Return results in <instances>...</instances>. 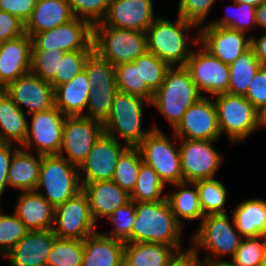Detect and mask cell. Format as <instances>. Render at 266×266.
Here are the masks:
<instances>
[{
  "label": "cell",
  "mask_w": 266,
  "mask_h": 266,
  "mask_svg": "<svg viewBox=\"0 0 266 266\" xmlns=\"http://www.w3.org/2000/svg\"><path fill=\"white\" fill-rule=\"evenodd\" d=\"M117 91L142 98L141 62H125L114 66Z\"/></svg>",
  "instance_id": "obj_42"
},
{
  "label": "cell",
  "mask_w": 266,
  "mask_h": 266,
  "mask_svg": "<svg viewBox=\"0 0 266 266\" xmlns=\"http://www.w3.org/2000/svg\"><path fill=\"white\" fill-rule=\"evenodd\" d=\"M152 0H111L104 25L146 32L157 18Z\"/></svg>",
  "instance_id": "obj_20"
},
{
  "label": "cell",
  "mask_w": 266,
  "mask_h": 266,
  "mask_svg": "<svg viewBox=\"0 0 266 266\" xmlns=\"http://www.w3.org/2000/svg\"><path fill=\"white\" fill-rule=\"evenodd\" d=\"M260 266H266V244L264 246L263 254H262V260Z\"/></svg>",
  "instance_id": "obj_61"
},
{
  "label": "cell",
  "mask_w": 266,
  "mask_h": 266,
  "mask_svg": "<svg viewBox=\"0 0 266 266\" xmlns=\"http://www.w3.org/2000/svg\"><path fill=\"white\" fill-rule=\"evenodd\" d=\"M174 139L213 140L221 137L217 109L210 96H203L184 113L182 120L173 129Z\"/></svg>",
  "instance_id": "obj_17"
},
{
  "label": "cell",
  "mask_w": 266,
  "mask_h": 266,
  "mask_svg": "<svg viewBox=\"0 0 266 266\" xmlns=\"http://www.w3.org/2000/svg\"><path fill=\"white\" fill-rule=\"evenodd\" d=\"M266 236L243 237L234 257L229 261L233 266H260Z\"/></svg>",
  "instance_id": "obj_44"
},
{
  "label": "cell",
  "mask_w": 266,
  "mask_h": 266,
  "mask_svg": "<svg viewBox=\"0 0 266 266\" xmlns=\"http://www.w3.org/2000/svg\"><path fill=\"white\" fill-rule=\"evenodd\" d=\"M28 116L0 89V142L23 145L28 134Z\"/></svg>",
  "instance_id": "obj_28"
},
{
  "label": "cell",
  "mask_w": 266,
  "mask_h": 266,
  "mask_svg": "<svg viewBox=\"0 0 266 266\" xmlns=\"http://www.w3.org/2000/svg\"><path fill=\"white\" fill-rule=\"evenodd\" d=\"M257 110L266 104V66H261L244 96Z\"/></svg>",
  "instance_id": "obj_50"
},
{
  "label": "cell",
  "mask_w": 266,
  "mask_h": 266,
  "mask_svg": "<svg viewBox=\"0 0 266 266\" xmlns=\"http://www.w3.org/2000/svg\"><path fill=\"white\" fill-rule=\"evenodd\" d=\"M15 206L14 213L28 231L53 229L55 207L39 190L22 191Z\"/></svg>",
  "instance_id": "obj_24"
},
{
  "label": "cell",
  "mask_w": 266,
  "mask_h": 266,
  "mask_svg": "<svg viewBox=\"0 0 266 266\" xmlns=\"http://www.w3.org/2000/svg\"><path fill=\"white\" fill-rule=\"evenodd\" d=\"M198 27L178 15L176 21L161 16L147 28V51L153 53L170 67L185 66L192 50L184 35L189 29Z\"/></svg>",
  "instance_id": "obj_4"
},
{
  "label": "cell",
  "mask_w": 266,
  "mask_h": 266,
  "mask_svg": "<svg viewBox=\"0 0 266 266\" xmlns=\"http://www.w3.org/2000/svg\"><path fill=\"white\" fill-rule=\"evenodd\" d=\"M37 0H0V10L16 16L24 24L28 21Z\"/></svg>",
  "instance_id": "obj_52"
},
{
  "label": "cell",
  "mask_w": 266,
  "mask_h": 266,
  "mask_svg": "<svg viewBox=\"0 0 266 266\" xmlns=\"http://www.w3.org/2000/svg\"><path fill=\"white\" fill-rule=\"evenodd\" d=\"M120 143L105 132L101 134L79 166L81 184L112 180L119 157L129 147L126 144L122 146ZM81 172L85 174L83 179Z\"/></svg>",
  "instance_id": "obj_16"
},
{
  "label": "cell",
  "mask_w": 266,
  "mask_h": 266,
  "mask_svg": "<svg viewBox=\"0 0 266 266\" xmlns=\"http://www.w3.org/2000/svg\"><path fill=\"white\" fill-rule=\"evenodd\" d=\"M103 132V123L97 120L85 116H66L59 155L79 167Z\"/></svg>",
  "instance_id": "obj_13"
},
{
  "label": "cell",
  "mask_w": 266,
  "mask_h": 266,
  "mask_svg": "<svg viewBox=\"0 0 266 266\" xmlns=\"http://www.w3.org/2000/svg\"><path fill=\"white\" fill-rule=\"evenodd\" d=\"M84 69L88 74L91 90L97 87H117L114 66L95 50L87 57Z\"/></svg>",
  "instance_id": "obj_39"
},
{
  "label": "cell",
  "mask_w": 266,
  "mask_h": 266,
  "mask_svg": "<svg viewBox=\"0 0 266 266\" xmlns=\"http://www.w3.org/2000/svg\"><path fill=\"white\" fill-rule=\"evenodd\" d=\"M196 38V39H195ZM192 43L199 44L198 51H192L185 68L190 73L192 81L200 92H206L213 97L228 93L229 65L220 61L207 51L200 43L199 37H194Z\"/></svg>",
  "instance_id": "obj_11"
},
{
  "label": "cell",
  "mask_w": 266,
  "mask_h": 266,
  "mask_svg": "<svg viewBox=\"0 0 266 266\" xmlns=\"http://www.w3.org/2000/svg\"><path fill=\"white\" fill-rule=\"evenodd\" d=\"M74 17L88 21L92 26L101 22L111 0H67Z\"/></svg>",
  "instance_id": "obj_48"
},
{
  "label": "cell",
  "mask_w": 266,
  "mask_h": 266,
  "mask_svg": "<svg viewBox=\"0 0 266 266\" xmlns=\"http://www.w3.org/2000/svg\"><path fill=\"white\" fill-rule=\"evenodd\" d=\"M251 47L262 66H266V33L260 37H251Z\"/></svg>",
  "instance_id": "obj_54"
},
{
  "label": "cell",
  "mask_w": 266,
  "mask_h": 266,
  "mask_svg": "<svg viewBox=\"0 0 266 266\" xmlns=\"http://www.w3.org/2000/svg\"><path fill=\"white\" fill-rule=\"evenodd\" d=\"M233 224V225H232ZM236 229L232 216V223L227 213L207 214L201 220L198 231L194 233L189 245V252L199 260V249L207 251L205 258L200 262H229L221 257L231 255L233 258L239 248L242 236Z\"/></svg>",
  "instance_id": "obj_2"
},
{
  "label": "cell",
  "mask_w": 266,
  "mask_h": 266,
  "mask_svg": "<svg viewBox=\"0 0 266 266\" xmlns=\"http://www.w3.org/2000/svg\"><path fill=\"white\" fill-rule=\"evenodd\" d=\"M117 87H97L88 99L85 117L104 123L110 115Z\"/></svg>",
  "instance_id": "obj_43"
},
{
  "label": "cell",
  "mask_w": 266,
  "mask_h": 266,
  "mask_svg": "<svg viewBox=\"0 0 266 266\" xmlns=\"http://www.w3.org/2000/svg\"><path fill=\"white\" fill-rule=\"evenodd\" d=\"M12 146V143L0 142V199L5 187H8V172L12 156L19 149L18 147L14 148Z\"/></svg>",
  "instance_id": "obj_53"
},
{
  "label": "cell",
  "mask_w": 266,
  "mask_h": 266,
  "mask_svg": "<svg viewBox=\"0 0 266 266\" xmlns=\"http://www.w3.org/2000/svg\"><path fill=\"white\" fill-rule=\"evenodd\" d=\"M264 1H266V0H234L233 2H236V3H247V4H251V5L255 6V7H258Z\"/></svg>",
  "instance_id": "obj_58"
},
{
  "label": "cell",
  "mask_w": 266,
  "mask_h": 266,
  "mask_svg": "<svg viewBox=\"0 0 266 266\" xmlns=\"http://www.w3.org/2000/svg\"><path fill=\"white\" fill-rule=\"evenodd\" d=\"M181 255L175 247L159 243H125L124 247V256L137 266H170Z\"/></svg>",
  "instance_id": "obj_30"
},
{
  "label": "cell",
  "mask_w": 266,
  "mask_h": 266,
  "mask_svg": "<svg viewBox=\"0 0 266 266\" xmlns=\"http://www.w3.org/2000/svg\"><path fill=\"white\" fill-rule=\"evenodd\" d=\"M256 25L266 29V1L256 7Z\"/></svg>",
  "instance_id": "obj_56"
},
{
  "label": "cell",
  "mask_w": 266,
  "mask_h": 266,
  "mask_svg": "<svg viewBox=\"0 0 266 266\" xmlns=\"http://www.w3.org/2000/svg\"><path fill=\"white\" fill-rule=\"evenodd\" d=\"M135 219L125 243L151 242L175 247L181 254L183 226L176 220L167 198L154 202H135ZM184 250V251H183Z\"/></svg>",
  "instance_id": "obj_1"
},
{
  "label": "cell",
  "mask_w": 266,
  "mask_h": 266,
  "mask_svg": "<svg viewBox=\"0 0 266 266\" xmlns=\"http://www.w3.org/2000/svg\"><path fill=\"white\" fill-rule=\"evenodd\" d=\"M216 0H180L178 3V14L184 20L202 27L203 21L215 4ZM200 25V26H199Z\"/></svg>",
  "instance_id": "obj_49"
},
{
  "label": "cell",
  "mask_w": 266,
  "mask_h": 266,
  "mask_svg": "<svg viewBox=\"0 0 266 266\" xmlns=\"http://www.w3.org/2000/svg\"><path fill=\"white\" fill-rule=\"evenodd\" d=\"M232 6H228L229 8ZM227 7V8H228ZM233 11L231 12V10ZM230 13L220 20L209 23L214 27H228L247 34L256 25V7L247 3H233Z\"/></svg>",
  "instance_id": "obj_40"
},
{
  "label": "cell",
  "mask_w": 266,
  "mask_h": 266,
  "mask_svg": "<svg viewBox=\"0 0 266 266\" xmlns=\"http://www.w3.org/2000/svg\"><path fill=\"white\" fill-rule=\"evenodd\" d=\"M199 43L223 63L230 65L251 47V36L228 27L204 25L197 33Z\"/></svg>",
  "instance_id": "obj_19"
},
{
  "label": "cell",
  "mask_w": 266,
  "mask_h": 266,
  "mask_svg": "<svg viewBox=\"0 0 266 266\" xmlns=\"http://www.w3.org/2000/svg\"><path fill=\"white\" fill-rule=\"evenodd\" d=\"M83 240L56 237L46 266H82Z\"/></svg>",
  "instance_id": "obj_38"
},
{
  "label": "cell",
  "mask_w": 266,
  "mask_h": 266,
  "mask_svg": "<svg viewBox=\"0 0 266 266\" xmlns=\"http://www.w3.org/2000/svg\"><path fill=\"white\" fill-rule=\"evenodd\" d=\"M236 229L242 237L266 236V201L248 199L239 203L232 213Z\"/></svg>",
  "instance_id": "obj_31"
},
{
  "label": "cell",
  "mask_w": 266,
  "mask_h": 266,
  "mask_svg": "<svg viewBox=\"0 0 266 266\" xmlns=\"http://www.w3.org/2000/svg\"><path fill=\"white\" fill-rule=\"evenodd\" d=\"M23 34L24 23L16 16L0 10V42L17 39Z\"/></svg>",
  "instance_id": "obj_51"
},
{
  "label": "cell",
  "mask_w": 266,
  "mask_h": 266,
  "mask_svg": "<svg viewBox=\"0 0 266 266\" xmlns=\"http://www.w3.org/2000/svg\"><path fill=\"white\" fill-rule=\"evenodd\" d=\"M41 162V154L37 153L34 155L29 151L19 148L12 156L8 172V186L20 189L21 191L36 190Z\"/></svg>",
  "instance_id": "obj_29"
},
{
  "label": "cell",
  "mask_w": 266,
  "mask_h": 266,
  "mask_svg": "<svg viewBox=\"0 0 266 266\" xmlns=\"http://www.w3.org/2000/svg\"><path fill=\"white\" fill-rule=\"evenodd\" d=\"M125 242L94 232L83 240L82 266H120Z\"/></svg>",
  "instance_id": "obj_27"
},
{
  "label": "cell",
  "mask_w": 266,
  "mask_h": 266,
  "mask_svg": "<svg viewBox=\"0 0 266 266\" xmlns=\"http://www.w3.org/2000/svg\"><path fill=\"white\" fill-rule=\"evenodd\" d=\"M218 127L231 143H239L258 129V110L243 96L229 93L214 96Z\"/></svg>",
  "instance_id": "obj_8"
},
{
  "label": "cell",
  "mask_w": 266,
  "mask_h": 266,
  "mask_svg": "<svg viewBox=\"0 0 266 266\" xmlns=\"http://www.w3.org/2000/svg\"><path fill=\"white\" fill-rule=\"evenodd\" d=\"M135 201H130L126 205L119 207L107 219L114 225V229L108 234L109 238L125 241L132 232V225L135 219Z\"/></svg>",
  "instance_id": "obj_47"
},
{
  "label": "cell",
  "mask_w": 266,
  "mask_h": 266,
  "mask_svg": "<svg viewBox=\"0 0 266 266\" xmlns=\"http://www.w3.org/2000/svg\"><path fill=\"white\" fill-rule=\"evenodd\" d=\"M175 191L166 194L167 201L176 220L184 227L183 219H203L205 216L200 206L199 194L194 183L182 182L173 184ZM193 189H189V188Z\"/></svg>",
  "instance_id": "obj_32"
},
{
  "label": "cell",
  "mask_w": 266,
  "mask_h": 266,
  "mask_svg": "<svg viewBox=\"0 0 266 266\" xmlns=\"http://www.w3.org/2000/svg\"><path fill=\"white\" fill-rule=\"evenodd\" d=\"M2 212L3 210L0 209V252L6 255L28 230L14 212L12 215Z\"/></svg>",
  "instance_id": "obj_45"
},
{
  "label": "cell",
  "mask_w": 266,
  "mask_h": 266,
  "mask_svg": "<svg viewBox=\"0 0 266 266\" xmlns=\"http://www.w3.org/2000/svg\"><path fill=\"white\" fill-rule=\"evenodd\" d=\"M73 18L67 0H37L30 18L24 24L25 33L32 37L65 24Z\"/></svg>",
  "instance_id": "obj_25"
},
{
  "label": "cell",
  "mask_w": 266,
  "mask_h": 266,
  "mask_svg": "<svg viewBox=\"0 0 266 266\" xmlns=\"http://www.w3.org/2000/svg\"><path fill=\"white\" fill-rule=\"evenodd\" d=\"M165 184L160 180L156 171L145 162L141 163L138 178L130 198L135 202H154L164 200Z\"/></svg>",
  "instance_id": "obj_35"
},
{
  "label": "cell",
  "mask_w": 266,
  "mask_h": 266,
  "mask_svg": "<svg viewBox=\"0 0 266 266\" xmlns=\"http://www.w3.org/2000/svg\"><path fill=\"white\" fill-rule=\"evenodd\" d=\"M120 266H137V265H134L125 256H123Z\"/></svg>",
  "instance_id": "obj_60"
},
{
  "label": "cell",
  "mask_w": 266,
  "mask_h": 266,
  "mask_svg": "<svg viewBox=\"0 0 266 266\" xmlns=\"http://www.w3.org/2000/svg\"><path fill=\"white\" fill-rule=\"evenodd\" d=\"M170 266H202V263L193 254L187 252L182 254Z\"/></svg>",
  "instance_id": "obj_55"
},
{
  "label": "cell",
  "mask_w": 266,
  "mask_h": 266,
  "mask_svg": "<svg viewBox=\"0 0 266 266\" xmlns=\"http://www.w3.org/2000/svg\"><path fill=\"white\" fill-rule=\"evenodd\" d=\"M203 96L185 66L170 67L151 102L174 129L187 109Z\"/></svg>",
  "instance_id": "obj_3"
},
{
  "label": "cell",
  "mask_w": 266,
  "mask_h": 266,
  "mask_svg": "<svg viewBox=\"0 0 266 266\" xmlns=\"http://www.w3.org/2000/svg\"><path fill=\"white\" fill-rule=\"evenodd\" d=\"M179 152L183 182L215 178L222 163L220 153L214 148L213 140L180 139Z\"/></svg>",
  "instance_id": "obj_14"
},
{
  "label": "cell",
  "mask_w": 266,
  "mask_h": 266,
  "mask_svg": "<svg viewBox=\"0 0 266 266\" xmlns=\"http://www.w3.org/2000/svg\"><path fill=\"white\" fill-rule=\"evenodd\" d=\"M32 40L28 34L0 42V89L30 72Z\"/></svg>",
  "instance_id": "obj_21"
},
{
  "label": "cell",
  "mask_w": 266,
  "mask_h": 266,
  "mask_svg": "<svg viewBox=\"0 0 266 266\" xmlns=\"http://www.w3.org/2000/svg\"><path fill=\"white\" fill-rule=\"evenodd\" d=\"M142 162L140 149L138 147H128L118 159L112 181L131 194Z\"/></svg>",
  "instance_id": "obj_36"
},
{
  "label": "cell",
  "mask_w": 266,
  "mask_h": 266,
  "mask_svg": "<svg viewBox=\"0 0 266 266\" xmlns=\"http://www.w3.org/2000/svg\"><path fill=\"white\" fill-rule=\"evenodd\" d=\"M65 117L56 106L32 113V123L28 124V134L22 148L30 151L33 147L41 155L59 154Z\"/></svg>",
  "instance_id": "obj_15"
},
{
  "label": "cell",
  "mask_w": 266,
  "mask_h": 266,
  "mask_svg": "<svg viewBox=\"0 0 266 266\" xmlns=\"http://www.w3.org/2000/svg\"><path fill=\"white\" fill-rule=\"evenodd\" d=\"M154 129L137 146L143 162L150 165L166 185L183 182L179 147L155 124Z\"/></svg>",
  "instance_id": "obj_9"
},
{
  "label": "cell",
  "mask_w": 266,
  "mask_h": 266,
  "mask_svg": "<svg viewBox=\"0 0 266 266\" xmlns=\"http://www.w3.org/2000/svg\"><path fill=\"white\" fill-rule=\"evenodd\" d=\"M87 195L91 215L94 221L101 217L108 218L116 209L131 201L130 194L112 180L81 184Z\"/></svg>",
  "instance_id": "obj_23"
},
{
  "label": "cell",
  "mask_w": 266,
  "mask_h": 266,
  "mask_svg": "<svg viewBox=\"0 0 266 266\" xmlns=\"http://www.w3.org/2000/svg\"><path fill=\"white\" fill-rule=\"evenodd\" d=\"M252 47L229 65L228 93L245 96L248 87L261 67Z\"/></svg>",
  "instance_id": "obj_33"
},
{
  "label": "cell",
  "mask_w": 266,
  "mask_h": 266,
  "mask_svg": "<svg viewBox=\"0 0 266 266\" xmlns=\"http://www.w3.org/2000/svg\"><path fill=\"white\" fill-rule=\"evenodd\" d=\"M151 102L129 93L117 91L114 95L109 117L103 123L104 132L114 137L124 139L129 147H137L142 140L154 129L145 131L141 128L143 105ZM116 133L120 137H116Z\"/></svg>",
  "instance_id": "obj_6"
},
{
  "label": "cell",
  "mask_w": 266,
  "mask_h": 266,
  "mask_svg": "<svg viewBox=\"0 0 266 266\" xmlns=\"http://www.w3.org/2000/svg\"><path fill=\"white\" fill-rule=\"evenodd\" d=\"M193 183L198 190L200 206L204 215L226 213L227 189L220 180L210 178Z\"/></svg>",
  "instance_id": "obj_37"
},
{
  "label": "cell",
  "mask_w": 266,
  "mask_h": 266,
  "mask_svg": "<svg viewBox=\"0 0 266 266\" xmlns=\"http://www.w3.org/2000/svg\"><path fill=\"white\" fill-rule=\"evenodd\" d=\"M4 91L12 101L26 113L42 112L55 106L54 88L50 82L44 81L37 75L29 72L10 83Z\"/></svg>",
  "instance_id": "obj_18"
},
{
  "label": "cell",
  "mask_w": 266,
  "mask_h": 266,
  "mask_svg": "<svg viewBox=\"0 0 266 266\" xmlns=\"http://www.w3.org/2000/svg\"><path fill=\"white\" fill-rule=\"evenodd\" d=\"M31 40V50L54 51L58 49L64 52L94 50L93 26L78 17L54 29L34 34Z\"/></svg>",
  "instance_id": "obj_10"
},
{
  "label": "cell",
  "mask_w": 266,
  "mask_h": 266,
  "mask_svg": "<svg viewBox=\"0 0 266 266\" xmlns=\"http://www.w3.org/2000/svg\"><path fill=\"white\" fill-rule=\"evenodd\" d=\"M91 91L88 74L84 69L71 81L54 89L55 106L65 116H84Z\"/></svg>",
  "instance_id": "obj_26"
},
{
  "label": "cell",
  "mask_w": 266,
  "mask_h": 266,
  "mask_svg": "<svg viewBox=\"0 0 266 266\" xmlns=\"http://www.w3.org/2000/svg\"><path fill=\"white\" fill-rule=\"evenodd\" d=\"M258 124L259 127H266V104L258 109Z\"/></svg>",
  "instance_id": "obj_57"
},
{
  "label": "cell",
  "mask_w": 266,
  "mask_h": 266,
  "mask_svg": "<svg viewBox=\"0 0 266 266\" xmlns=\"http://www.w3.org/2000/svg\"><path fill=\"white\" fill-rule=\"evenodd\" d=\"M67 52L55 49L31 50L30 72L47 82H51L59 74L60 60Z\"/></svg>",
  "instance_id": "obj_41"
},
{
  "label": "cell",
  "mask_w": 266,
  "mask_h": 266,
  "mask_svg": "<svg viewBox=\"0 0 266 266\" xmlns=\"http://www.w3.org/2000/svg\"><path fill=\"white\" fill-rule=\"evenodd\" d=\"M93 50H78L67 52L60 60L59 74L50 82L55 89L57 86L71 81L77 74L84 70L85 62Z\"/></svg>",
  "instance_id": "obj_46"
},
{
  "label": "cell",
  "mask_w": 266,
  "mask_h": 266,
  "mask_svg": "<svg viewBox=\"0 0 266 266\" xmlns=\"http://www.w3.org/2000/svg\"><path fill=\"white\" fill-rule=\"evenodd\" d=\"M57 236L52 229L27 231L5 255L10 266H46Z\"/></svg>",
  "instance_id": "obj_22"
},
{
  "label": "cell",
  "mask_w": 266,
  "mask_h": 266,
  "mask_svg": "<svg viewBox=\"0 0 266 266\" xmlns=\"http://www.w3.org/2000/svg\"><path fill=\"white\" fill-rule=\"evenodd\" d=\"M94 50L116 66L133 62L147 52L146 32L116 28L99 22L93 25Z\"/></svg>",
  "instance_id": "obj_5"
},
{
  "label": "cell",
  "mask_w": 266,
  "mask_h": 266,
  "mask_svg": "<svg viewBox=\"0 0 266 266\" xmlns=\"http://www.w3.org/2000/svg\"><path fill=\"white\" fill-rule=\"evenodd\" d=\"M202 266H233L230 262H209L202 263Z\"/></svg>",
  "instance_id": "obj_59"
},
{
  "label": "cell",
  "mask_w": 266,
  "mask_h": 266,
  "mask_svg": "<svg viewBox=\"0 0 266 266\" xmlns=\"http://www.w3.org/2000/svg\"><path fill=\"white\" fill-rule=\"evenodd\" d=\"M133 62H141L142 98L152 102L154 92L164 82L166 72L170 66L148 51Z\"/></svg>",
  "instance_id": "obj_34"
},
{
  "label": "cell",
  "mask_w": 266,
  "mask_h": 266,
  "mask_svg": "<svg viewBox=\"0 0 266 266\" xmlns=\"http://www.w3.org/2000/svg\"><path fill=\"white\" fill-rule=\"evenodd\" d=\"M55 208L82 191L79 167L59 154L42 155L36 190Z\"/></svg>",
  "instance_id": "obj_7"
},
{
  "label": "cell",
  "mask_w": 266,
  "mask_h": 266,
  "mask_svg": "<svg viewBox=\"0 0 266 266\" xmlns=\"http://www.w3.org/2000/svg\"><path fill=\"white\" fill-rule=\"evenodd\" d=\"M96 225L83 191L55 208L52 230L59 238L84 240L97 231Z\"/></svg>",
  "instance_id": "obj_12"
}]
</instances>
